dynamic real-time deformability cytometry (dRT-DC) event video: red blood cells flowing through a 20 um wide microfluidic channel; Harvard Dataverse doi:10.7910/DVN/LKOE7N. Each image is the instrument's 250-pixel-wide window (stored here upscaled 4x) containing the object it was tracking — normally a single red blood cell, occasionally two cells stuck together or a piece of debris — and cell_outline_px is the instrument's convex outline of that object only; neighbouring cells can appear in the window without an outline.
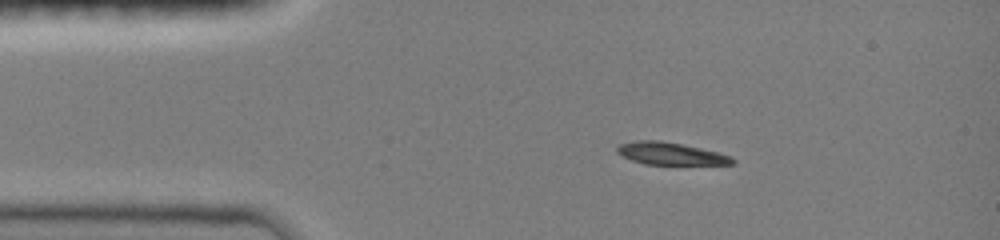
{"species": "common noctule bat (a hibernating species)", "species_latin": "Nyctalus noctula", "temperature_condition": "room temperature", "stored_images_in_passage": 14, "camera_frame_rate_fps": 3000, "um_per_image_px": 0.085, "animal": {"sex": "female", "body_mass_g": 19.0, "forearm_length_mm": 51.5}, "frame": {"image": 1, "passage_image": 3, "time_ms": 1.667, "image_size_px": [1000, 240], "cell_outline_px": [[736, 164], [644, 164], [632, 160], [616, 152], [616, 148], [620, 144], [636, 140], [660, 140], [700, 148], [732, 156], [736, 160]], "centroid_in_image_um": [57.0, 13.05], "position_along_channel_um": 28.0, "area_um2": 14.85}}
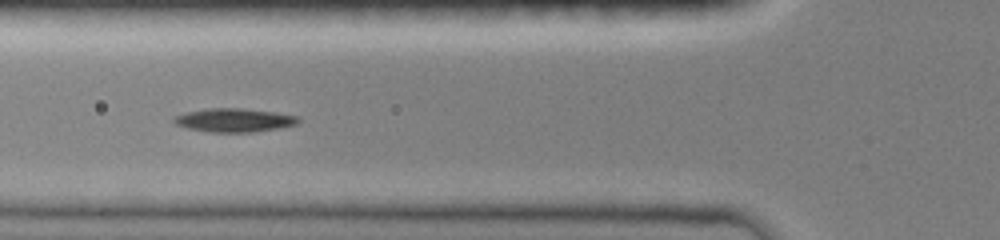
{"frame": {"image": 2, "passage_image": 6, "time_ms": 4.667, "image_size_px": [1000, 240], "cell_outline_px": [[300, 120], [296, 124], [280, 128], [252, 132], [212, 132], [188, 128], [176, 124], [172, 120], [176, 116], [184, 112], [208, 108], [240, 108], [276, 112], [300, 116]], "centroid_in_image_um": [19.93, 10.2], "position_along_channel_um": 105.9, "area_um2": 17.11}}
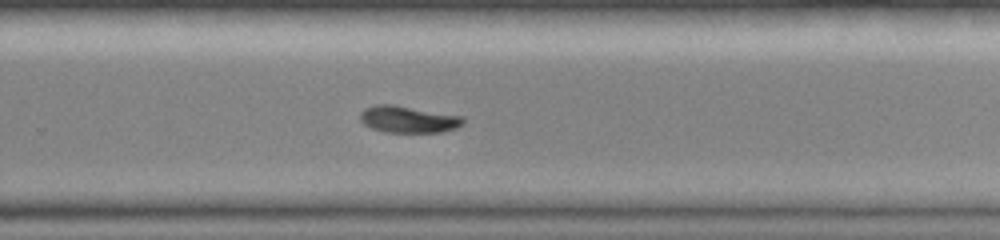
{"frame": {"image": 3, "passage_image": 14, "time_ms": 9.333, "image_size_px": [1000, 240], "cell_outline_px": [[464, 124], [456, 128], [440, 132], [388, 132], [372, 128], [364, 124], [360, 120], [360, 112], [364, 108], [376, 104], [396, 104], [464, 116]], "centroid_in_image_um": [34.72, 10.12], "position_along_channel_um": 295.1, "area_um2": 16.3}}